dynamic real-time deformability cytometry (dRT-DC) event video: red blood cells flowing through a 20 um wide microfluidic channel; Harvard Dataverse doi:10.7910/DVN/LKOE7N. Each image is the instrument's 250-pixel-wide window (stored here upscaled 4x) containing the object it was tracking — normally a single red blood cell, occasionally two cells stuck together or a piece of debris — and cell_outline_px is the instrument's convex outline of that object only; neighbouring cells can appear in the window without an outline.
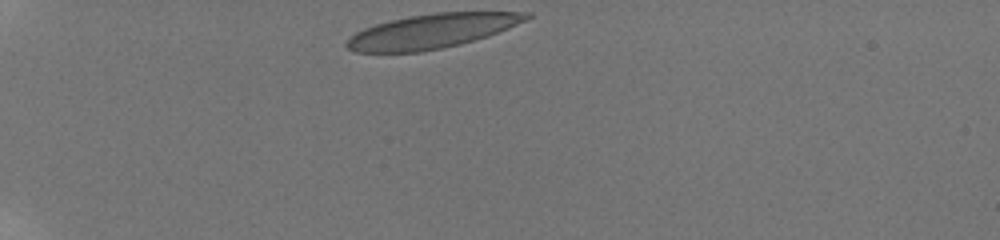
{"species": "human", "species_latin": "Homo sapiens", "temperature_condition": "room temperature", "stored_images_in_passage": 10, "camera_frame_rate_fps": 3000, "um_per_image_px": 0.085, "donor": {"sex": "male"}, "frame": {"image": 1, "passage_image": 1, "time_ms": 0.0, "image_size_px": [1000, 240], "cell_outline_px": [[532, 16], [528, 20], [488, 36], [460, 44], [420, 52], [356, 52], [348, 48], [344, 44], [356, 32], [364, 28], [376, 24], [408, 16], [436, 12], [532, 12]], "centroid_in_image_um": [36.74, 2.64], "position_along_channel_um": 48.3, "area_um2": 35.78}}
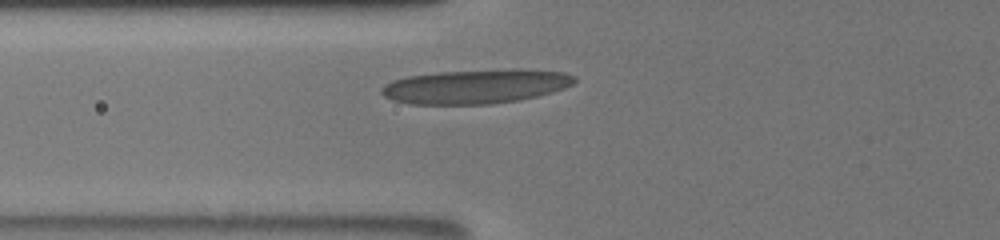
{"frame": {"image": 2, "passage_image": 7, "time_ms": 2.333, "image_size_px": [1000, 240], "cell_outline_px": [[576, 80], [572, 84], [564, 88], [552, 92], [520, 100], [492, 104], [408, 104], [392, 100], [384, 96], [380, 92], [380, 88], [384, 84], [392, 80], [408, 76], [440, 72], [520, 68], [564, 72], [576, 76]], "centroid_in_image_um": [40.43, 7.34], "position_along_channel_um": 85.4, "area_um2": 38.78}}
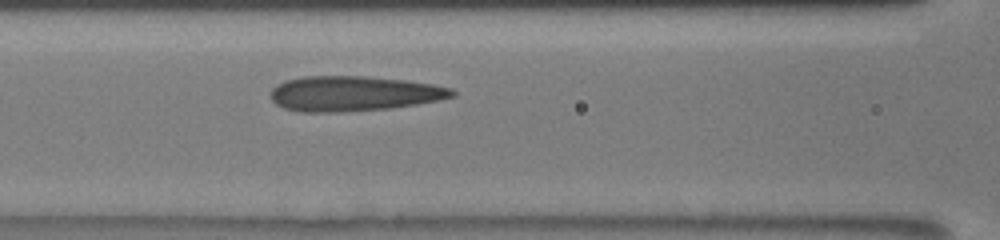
{"frame": {"image": 3, "passage_image": 10, "time_ms": 3.667, "image_size_px": [1000, 240], "cell_outline_px": [[456, 96], [440, 100], [416, 104], [388, 108], [340, 112], [300, 112], [284, 108], [276, 104], [272, 100], [272, 88], [276, 84], [288, 80], [304, 76], [364, 76], [404, 80], [432, 84], [452, 88], [456, 92]], "centroid_in_image_um": [30.07, 7.95], "position_along_channel_um": 136.5, "area_um2": 37.05}}